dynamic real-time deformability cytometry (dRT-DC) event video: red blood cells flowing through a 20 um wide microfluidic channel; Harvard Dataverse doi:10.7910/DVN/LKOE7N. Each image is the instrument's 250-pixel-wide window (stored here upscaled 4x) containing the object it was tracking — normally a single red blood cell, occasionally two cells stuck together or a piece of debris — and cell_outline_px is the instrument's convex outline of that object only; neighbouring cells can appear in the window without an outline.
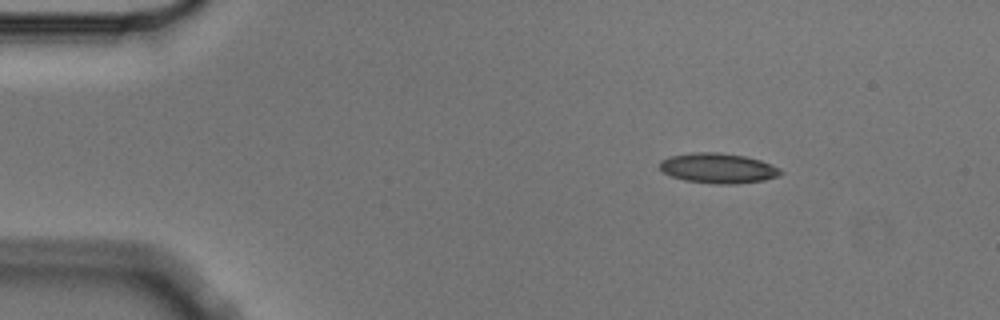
{"species": "Egyptian fruit bat (a non-hibernating species)", "species_latin": "Rousettus aegyptiacus", "temperature_condition": "cold", "stored_images_in_passage": 3, "camera_frame_rate_fps": 3000, "um_per_image_px": 0.085, "animal": {"sex": "male"}, "frame": {"image": 1, "passage_image": 1, "time_ms": 0.0, "image_size_px": [1000, 320], "cell_outline_px": [[784, 172], [780, 176], [764, 180], [732, 184], [712, 184], [684, 180], [672, 176], [664, 172], [660, 168], [660, 160], [668, 156], [696, 152], [720, 152], [744, 156], [760, 160], [780, 168]], "centroid_in_image_um": [61.05, 14.29], "position_along_channel_um": 24.0, "area_um2": 21.27}}